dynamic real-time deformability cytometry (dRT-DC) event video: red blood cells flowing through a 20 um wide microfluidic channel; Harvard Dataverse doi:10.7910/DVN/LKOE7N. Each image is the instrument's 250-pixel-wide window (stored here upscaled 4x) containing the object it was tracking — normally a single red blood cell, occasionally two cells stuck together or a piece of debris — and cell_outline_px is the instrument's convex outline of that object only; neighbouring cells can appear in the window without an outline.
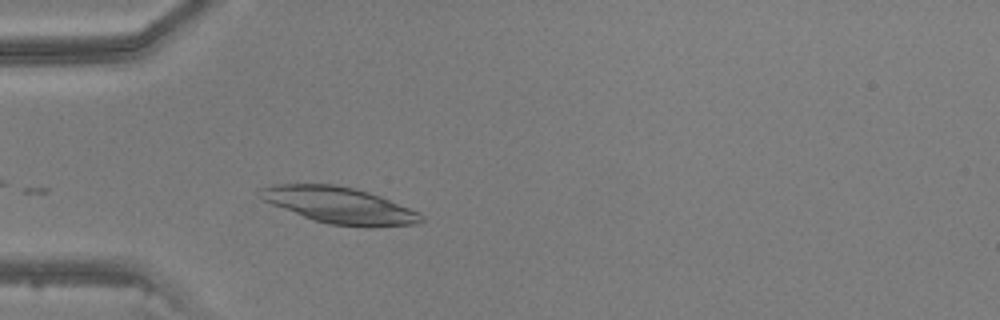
{"species": "common noctule bat (a hibernating species)", "species_latin": "Nyctalus noctula", "temperature_condition": "warm", "stored_images_in_passage": 14, "camera_frame_rate_fps": 3000, "um_per_image_px": 0.085, "animal": {"sex": "male", "body_mass_g": 20.5, "forearm_length_mm": 52.5}, "frame": {"image": 1, "passage_image": 2, "time_ms": 0.333, "image_size_px": [1000, 320], "cell_outline_px": [[424, 220], [416, 224], [368, 228], [364, 228], [332, 224], [316, 220], [304, 216], [272, 204], [256, 196], [256, 192], [260, 188], [272, 184], [336, 184], [356, 188], [380, 196], [420, 212], [424, 216]], "centroid_in_image_um": [28.87, 17.44], "position_along_channel_um": 56.1, "area_um2": 34.28}}
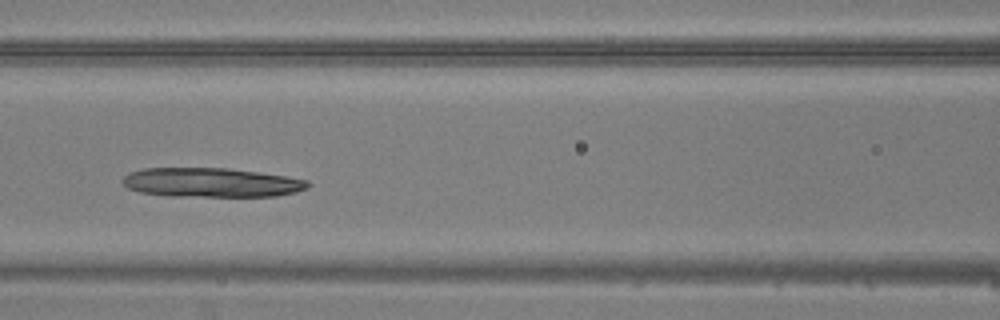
{"frame": {"image": 2, "passage_image": 9, "time_ms": 2.667, "image_size_px": [1000, 320], "cell_outline_px": [[312, 184], [308, 188], [296, 192], [276, 196], [168, 196], [140, 192], [128, 188], [120, 180], [128, 172], [144, 168], [228, 168], [288, 176], [308, 180]], "centroid_in_image_um": [17.97, 15.51], "position_along_channel_um": 148.6, "area_um2": 31.85}}
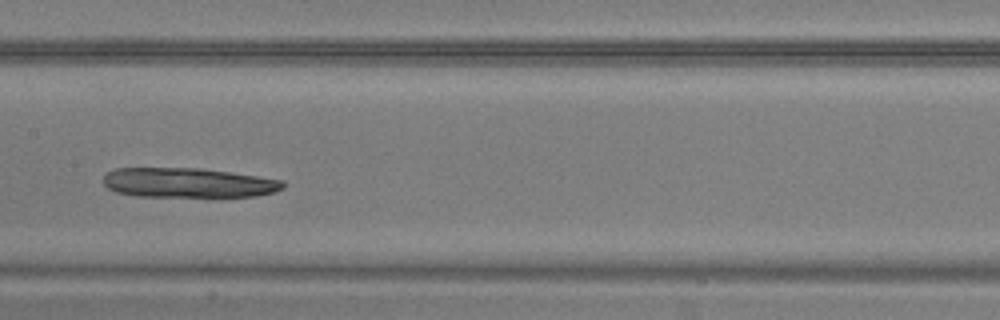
{"frame": {"image": 3, "passage_image": 12, "time_ms": 3.667, "image_size_px": [1000, 320], "cell_outline_px": [[284, 188], [272, 192], [256, 196], [220, 200], [136, 196], [116, 192], [108, 188], [104, 184], [104, 176], [108, 172], [116, 168], [200, 168], [284, 180]], "centroid_in_image_um": [16.05, 15.59], "position_along_channel_um": 191.4, "area_um2": 32.54}}